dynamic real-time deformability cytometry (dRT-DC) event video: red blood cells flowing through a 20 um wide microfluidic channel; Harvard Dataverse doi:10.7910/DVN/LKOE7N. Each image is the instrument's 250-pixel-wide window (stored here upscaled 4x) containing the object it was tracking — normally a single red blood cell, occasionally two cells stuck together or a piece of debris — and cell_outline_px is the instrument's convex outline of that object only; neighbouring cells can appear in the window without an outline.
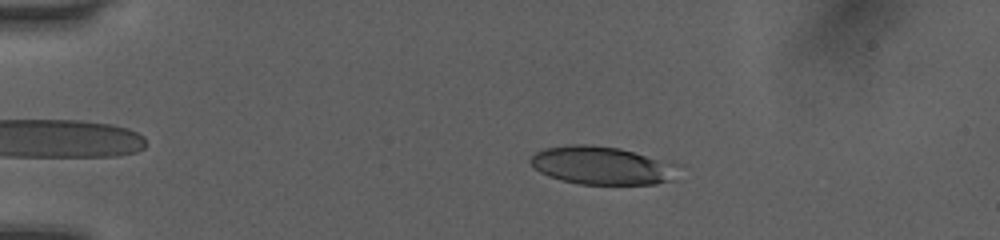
{"species": "human", "species_latin": "Homo sapiens", "temperature_condition": "room temperature", "stored_images_in_passage": 49, "camera_frame_rate_fps": 3000, "um_per_image_px": 0.085, "donor": {"sex": "female"}, "frame": {"image": 1, "passage_image": 10, "time_ms": 3.0, "image_size_px": [1000, 240], "cell_outline_px": [[684, 164], [672, 180], [656, 184], [580, 184], [560, 180], [548, 176], [540, 172], [528, 160], [536, 152], [544, 148], [568, 144], [592, 144], [620, 148], [672, 160]], "centroid_in_image_um": [51.28, 14.05], "position_along_channel_um": 33.7, "area_um2": 33.76}}
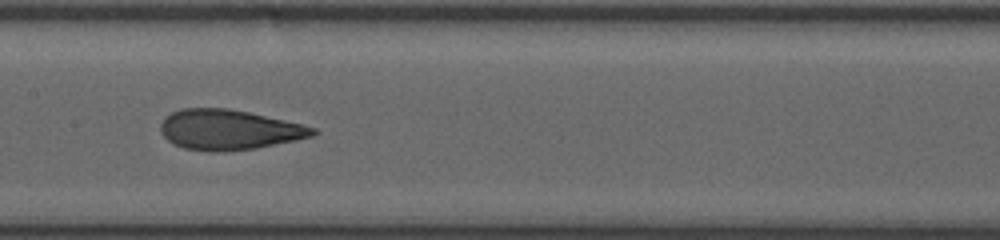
{"frame": {"image": 2, "passage_image": 25, "time_ms": 8.0, "image_size_px": [1000, 240], "cell_outline_px": [[320, 132], [312, 136], [296, 140], [256, 148], [220, 152], [208, 152], [184, 148], [168, 140], [160, 132], [160, 124], [164, 116], [180, 108], [228, 108], [248, 112], [304, 124], [316, 128]], "centroid_in_image_um": [19.46, 11.02], "position_along_channel_um": 187.9, "area_um2": 35.84}}
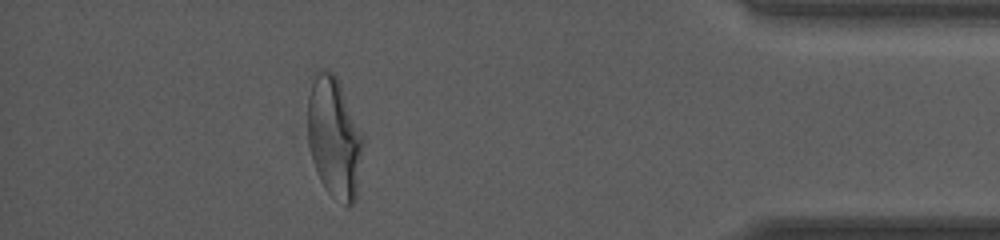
{"frame": {"image": 3, "passage_image": 44, "time_ms": 14.333, "image_size_px": [1000, 240], "cell_outline_px": [[364, 144], [356, 200], [352, 204], [344, 204], [332, 196], [324, 188], [316, 172], [308, 144], [308, 96], [312, 76], [316, 68], [324, 68], [332, 72], [336, 76], [364, 132]], "centroid_in_image_um": [28.42, 11.65], "position_along_channel_um": 406.8, "area_um2": 39.82}, "authors_computed_cell_mechanics": {"area_um2": 35.2002, "velocity_mm_per_s": 4.0856, "shape_relaxation_time_tau1_ms": 5.6753, "shape_relaxation_time_tau2_ms": 1.2976, "deformation_change_tau1": 0.2082, "deformation_change_tau2": 0.0966}}